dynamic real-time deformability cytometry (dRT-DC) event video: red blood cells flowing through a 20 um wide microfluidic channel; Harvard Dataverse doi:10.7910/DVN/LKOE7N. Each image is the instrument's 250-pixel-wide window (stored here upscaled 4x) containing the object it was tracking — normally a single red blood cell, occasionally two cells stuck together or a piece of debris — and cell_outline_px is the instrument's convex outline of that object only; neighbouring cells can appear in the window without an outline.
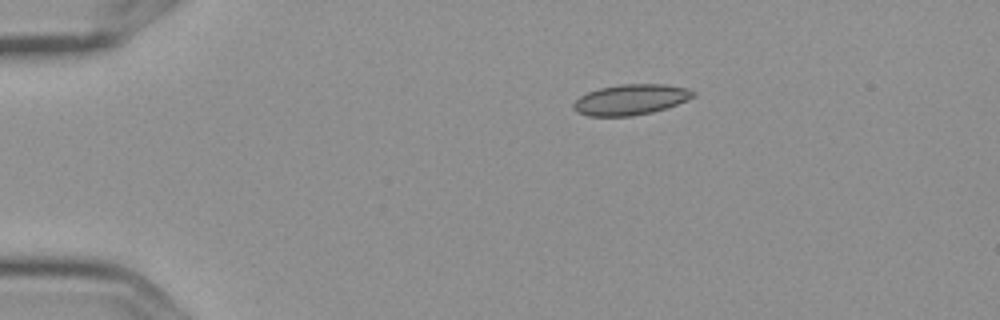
{"species": "Egyptian fruit bat (a non-hibernating species)", "species_latin": "Rousettus aegyptiacus", "temperature_condition": "cold", "stored_images_in_passage": 3, "camera_frame_rate_fps": 3000, "um_per_image_px": 0.085, "frame": {"image": 1, "passage_image": 1, "time_ms": 0.0, "image_size_px": [1000, 320], "cell_outline_px": [[696, 96], [688, 100], [652, 112], [632, 116], [588, 116], [576, 112], [572, 108], [572, 104], [580, 96], [588, 92], [600, 88], [620, 84], [668, 84], [688, 88], [696, 92]], "centroid_in_image_um": [53.62, 8.46], "position_along_channel_um": 31.4, "area_um2": 21.44}}